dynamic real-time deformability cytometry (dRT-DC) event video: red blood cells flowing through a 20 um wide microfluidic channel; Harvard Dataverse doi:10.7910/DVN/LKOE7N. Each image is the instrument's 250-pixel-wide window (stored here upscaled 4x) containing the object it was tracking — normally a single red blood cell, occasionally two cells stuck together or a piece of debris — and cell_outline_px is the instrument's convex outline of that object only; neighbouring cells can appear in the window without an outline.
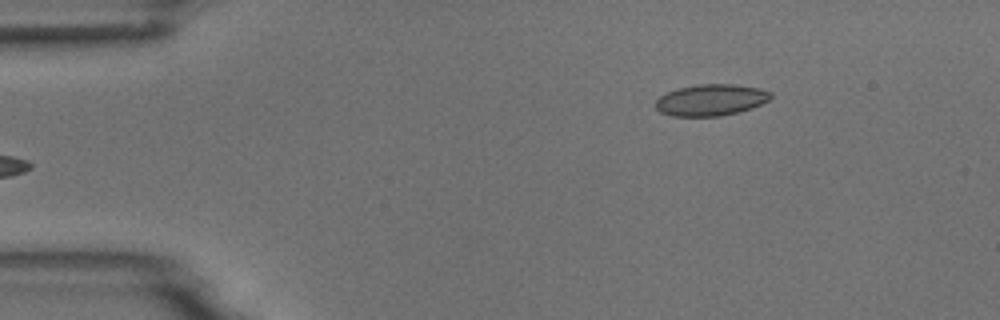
{"species": "common noctule bat (a hibernating species)", "species_latin": "Nyctalus noctula", "temperature_condition": "room temperature", "stored_images_in_passage": 5, "segment_of_instrument_passage": [2, 2], "camera_frame_rate_fps": 3000, "um_per_image_px": 0.085, "animal": {"sex": "male", "body_mass_g": 18.8}, "frame": {"image": 1, "passage_image": 5, "time_ms": 5.333, "image_size_px": [1000, 320], "cell_outline_px": [[772, 96], [768, 100], [752, 108], [720, 116], [672, 116], [660, 112], [656, 108], [656, 100], [660, 96], [668, 92], [680, 88], [696, 84], [732, 84], [760, 88], [772, 92]], "centroid_in_image_um": [60.43, 8.49], "position_along_channel_um": 24.6, "area_um2": 20.98}}